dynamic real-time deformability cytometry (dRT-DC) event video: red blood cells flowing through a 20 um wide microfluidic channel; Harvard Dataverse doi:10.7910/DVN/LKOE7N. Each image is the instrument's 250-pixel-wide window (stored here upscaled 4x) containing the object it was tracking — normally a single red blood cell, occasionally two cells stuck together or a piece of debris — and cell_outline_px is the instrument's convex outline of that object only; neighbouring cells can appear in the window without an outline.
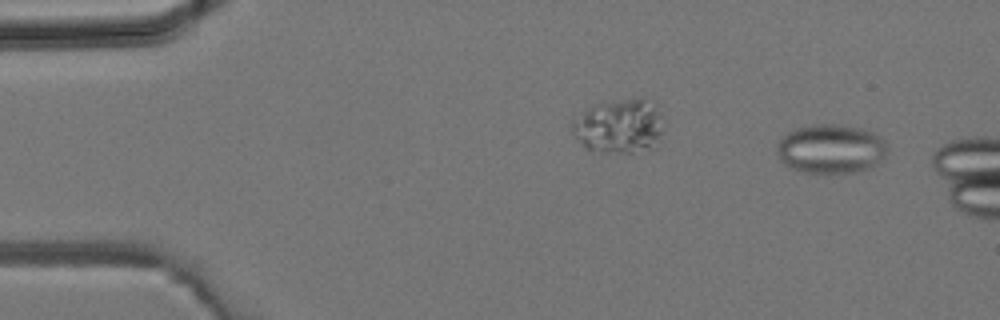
{"species": "common noctule bat (a hibernating species)", "species_latin": "Nyctalus noctula", "temperature_condition": "room temperature", "stored_images_in_passage": 2, "camera_frame_rate_fps": 3000, "um_per_image_px": 0.085, "animal": {"sex": "male", "body_mass_g": 19.2, "forearm_length_mm": 51.8}, "frame": {"image": 1, "passage_image": 2, "time_ms": 0.333, "image_size_px": [1000, 320], "cell_outline_px": [[884, 156], [876, 164], [868, 168], [856, 172], [804, 172], [792, 168], [784, 164], [780, 160], [776, 148], [776, 144], [788, 132], [796, 128], [812, 124], [836, 124], [860, 128], [872, 132], [880, 136], [884, 140]], "centroid_in_image_um": [70.58, 12.64], "position_along_channel_um": 14.4, "area_um2": 31.27}}